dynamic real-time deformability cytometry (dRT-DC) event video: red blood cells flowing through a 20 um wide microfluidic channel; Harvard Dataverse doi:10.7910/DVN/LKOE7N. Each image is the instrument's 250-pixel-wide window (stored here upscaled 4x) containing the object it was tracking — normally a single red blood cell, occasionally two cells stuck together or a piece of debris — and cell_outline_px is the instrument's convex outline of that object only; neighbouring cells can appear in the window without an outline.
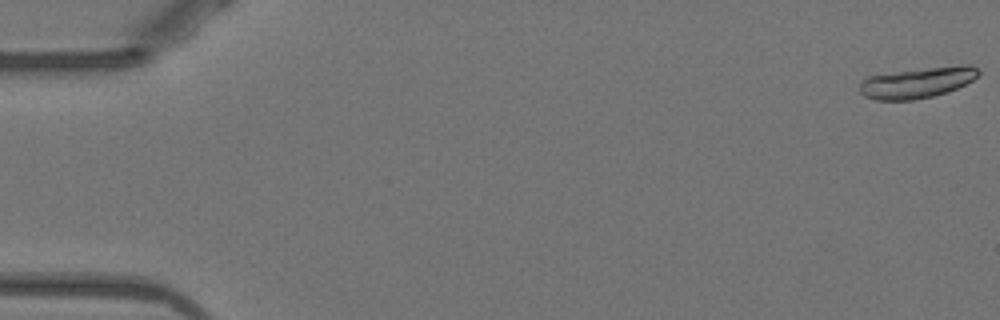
{"species": "Egyptian fruit bat (a non-hibernating species)", "species_latin": "Rousettus aegyptiacus", "temperature_condition": "warm", "stored_images_in_passage": 9, "camera_frame_rate_fps": 3000, "um_per_image_px": 0.085, "animal": {"sex": "female"}, "frame": {"image": 1, "passage_image": 1, "time_ms": 0.0, "image_size_px": [1000, 320], "cell_outline_px": [[980, 72], [972, 80], [948, 92], [932, 96], [912, 100], [876, 100], [864, 96], [860, 92], [860, 84], [868, 76], [928, 68], [960, 64], [972, 64]], "centroid_in_image_um": [77.99, 7.02], "position_along_channel_um": 7.0, "area_um2": 20.98}}